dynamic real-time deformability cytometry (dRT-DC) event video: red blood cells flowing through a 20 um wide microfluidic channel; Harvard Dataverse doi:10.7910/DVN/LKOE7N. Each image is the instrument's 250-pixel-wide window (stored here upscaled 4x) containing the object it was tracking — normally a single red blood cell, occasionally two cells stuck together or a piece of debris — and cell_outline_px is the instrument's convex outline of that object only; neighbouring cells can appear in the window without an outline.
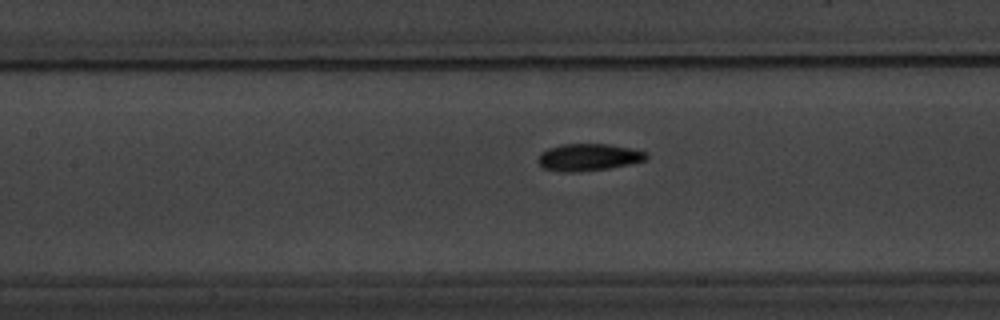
{"species": "common noctule bat (a hibernating species)", "species_latin": "Nyctalus noctula", "temperature_condition": "warm", "stored_images_in_passage": 33, "camera_frame_rate_fps": 3000, "um_per_image_px": 0.085, "animal": {"sex": "male", "body_mass_g": 20.1, "forearm_length_mm": 53.5}, "frame": {"image": 1, "passage_image": 15, "time_ms": 4.667, "image_size_px": [1000, 320], "cell_outline_px": [[648, 160], [632, 164], [608, 168], [580, 172], [560, 172], [544, 168], [536, 160], [540, 152], [548, 148], [560, 144], [608, 144], [648, 152]], "centroid_in_image_um": [50.02, 13.37], "position_along_channel_um": 157.4, "area_um2": 17.34}}
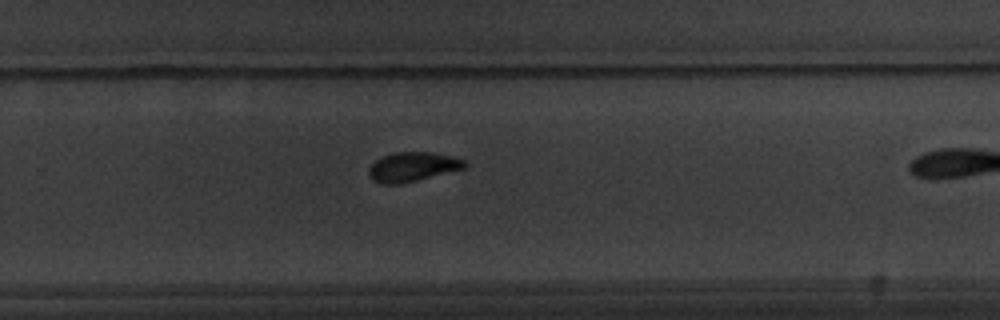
{"frame": {"image": 2, "passage_image": 26, "time_ms": 8.333, "image_size_px": [1000, 320], "cell_outline_px": [[468, 164], [464, 168], [400, 184], [380, 184], [372, 180], [368, 176], [368, 168], [376, 160], [384, 156], [396, 152], [432, 152], [464, 160]], "centroid_in_image_um": [35.01, 14.19], "position_along_channel_um": 294.8, "area_um2": 16.18}}
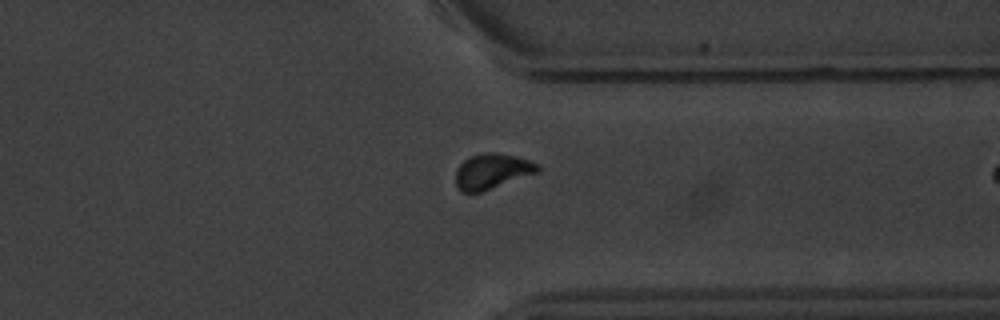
{"frame": {"image": 3, "passage_image": 32, "time_ms": 10.333, "image_size_px": [1000, 320], "cell_outline_px": [[540, 172], [480, 192], [460, 192], [456, 188], [456, 168], [468, 156], [484, 152], [496, 152], [516, 156], [540, 164]], "centroid_in_image_um": [41.82, 14.55], "position_along_channel_um": 369.6, "area_um2": 17.11}}